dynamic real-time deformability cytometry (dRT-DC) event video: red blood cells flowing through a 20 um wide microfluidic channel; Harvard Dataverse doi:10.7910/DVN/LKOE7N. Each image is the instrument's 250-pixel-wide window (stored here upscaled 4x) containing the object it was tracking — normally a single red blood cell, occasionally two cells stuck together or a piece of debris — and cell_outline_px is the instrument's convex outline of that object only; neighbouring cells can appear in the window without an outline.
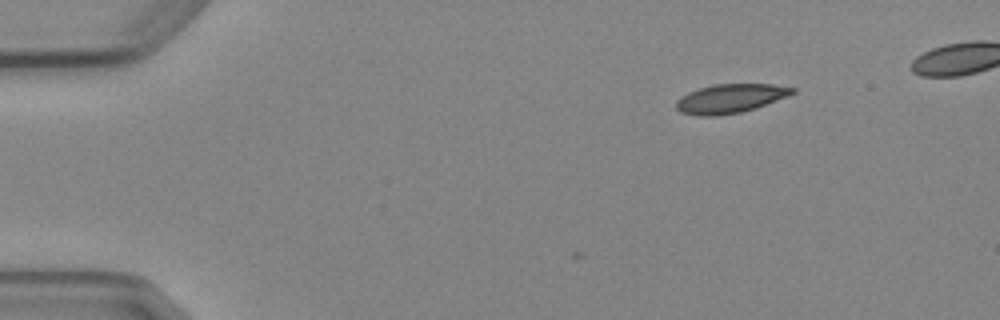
{"species": "Egyptian fruit bat (a non-hibernating species)", "species_latin": "Rousettus aegyptiacus", "temperature_condition": "cold", "stored_images_in_passage": 3, "camera_frame_rate_fps": 3000, "um_per_image_px": 0.085, "animal": {"sex": "female"}, "frame": {"image": 1, "passage_image": 1, "time_ms": 0.0, "image_size_px": [1000, 320], "cell_outline_px": [[796, 92], [788, 96], [756, 108], [740, 112], [716, 116], [700, 116], [680, 112], [676, 108], [676, 100], [680, 96], [688, 92], [700, 88], [716, 84], [772, 84], [796, 88]], "centroid_in_image_um": [62.07, 8.37], "position_along_channel_um": 22.9, "area_um2": 19.65}}